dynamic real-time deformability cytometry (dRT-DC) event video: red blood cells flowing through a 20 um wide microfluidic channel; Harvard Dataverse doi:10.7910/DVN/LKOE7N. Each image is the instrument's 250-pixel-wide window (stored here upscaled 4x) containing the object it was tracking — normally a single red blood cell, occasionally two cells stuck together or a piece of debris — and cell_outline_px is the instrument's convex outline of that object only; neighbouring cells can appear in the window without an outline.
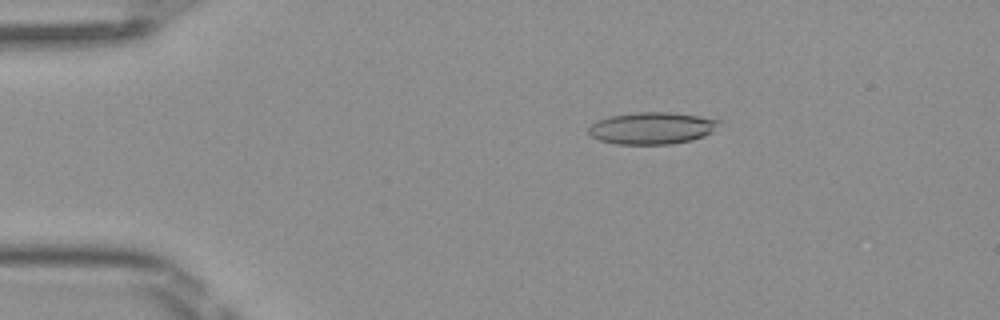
{"species": "Egyptian fruit bat (a non-hibernating species)", "species_latin": "Rousettus aegyptiacus", "temperature_condition": "room temperature", "stored_images_in_passage": 49, "camera_frame_rate_fps": 3000, "um_per_image_px": 0.085, "frame": {"image": 1, "passage_image": 9, "time_ms": 2.667, "image_size_px": [1000, 320], "cell_outline_px": [[720, 120], [712, 132], [704, 136], [692, 140], [672, 144], [616, 144], [600, 140], [592, 136], [588, 132], [588, 128], [596, 120], [612, 116], [636, 112], [668, 112], [700, 116]], "centroid_in_image_um": [55.4, 10.89], "position_along_channel_um": 29.6, "area_um2": 24.16}}
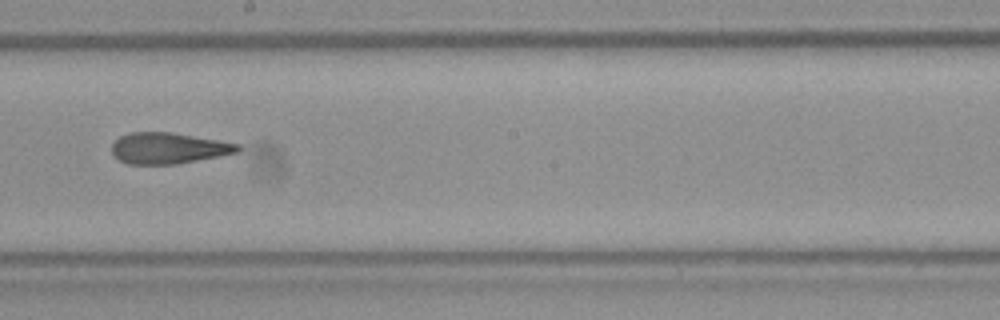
{"frame": {"image": 2, "passage_image": 28, "time_ms": 9.0, "image_size_px": [1000, 320], "cell_outline_px": [[244, 148], [240, 152], [176, 164], [128, 164], [112, 156], [112, 144], [120, 136], [128, 132], [172, 132], [240, 144]], "centroid_in_image_um": [14.33, 12.59], "position_along_channel_um": 233.9, "area_um2": 22.95}}
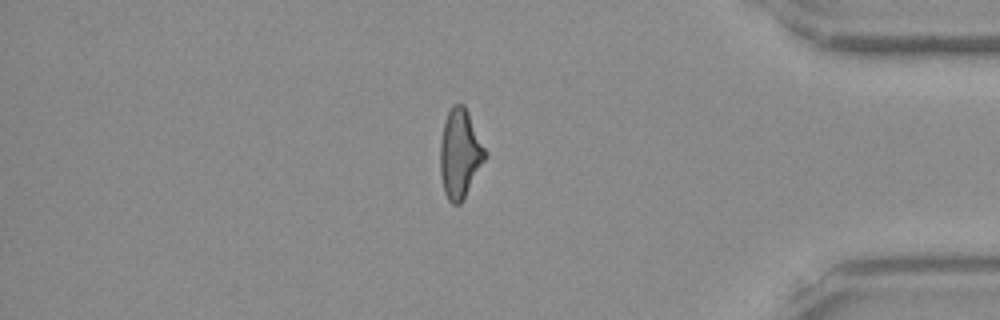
{"frame": {"image": 3, "passage_image": 42, "time_ms": 13.667, "image_size_px": [1000, 320], "cell_outline_px": [[488, 156], [460, 204], [452, 204], [448, 200], [444, 192], [440, 176], [440, 140], [444, 120], [452, 104], [464, 104], [468, 112]], "centroid_in_image_um": [39.07, 13.06], "position_along_channel_um": 396.1, "area_um2": 23.29}, "authors_computed_cell_mechanics": {"area_um2": 23.4668, "velocity_mm_per_s": 4.1205, "shape_relaxation_time_tau1_ms": null, "shape_relaxation_time_tau2_ms": 2.0224, "deformation_change_tau1": null, "deformation_change_tau2": 0.1244}}